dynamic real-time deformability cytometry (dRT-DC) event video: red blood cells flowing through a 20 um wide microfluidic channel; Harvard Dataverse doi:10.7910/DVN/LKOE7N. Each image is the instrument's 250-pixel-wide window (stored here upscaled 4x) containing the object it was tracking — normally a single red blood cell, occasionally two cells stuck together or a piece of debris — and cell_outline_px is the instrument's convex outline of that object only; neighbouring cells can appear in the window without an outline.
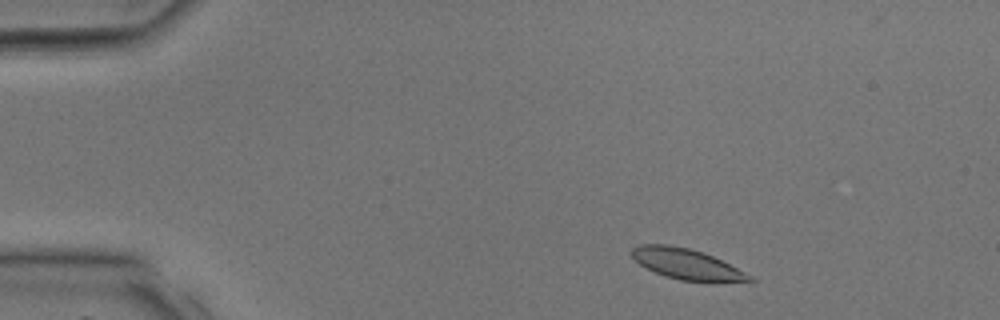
{"species": "common noctule bat (a hibernating species)", "species_latin": "Nyctalus noctula", "temperature_condition": "room temperature", "stored_images_in_passage": 36, "camera_frame_rate_fps": 3000, "um_per_image_px": 0.085, "animal": {"sex": "male", "body_mass_g": 17.9, "forearm_length_mm": 54.2}, "frame": {"image": 1, "passage_image": 3, "time_ms": 0.667, "image_size_px": [1000, 320], "cell_outline_px": [[756, 280], [752, 284], [680, 280], [664, 276], [640, 264], [632, 256], [632, 248], [640, 244], [668, 244], [688, 248], [704, 252], [752, 276]], "centroid_in_image_um": [58.47, 22.48], "position_along_channel_um": 26.5, "area_um2": 21.21}}
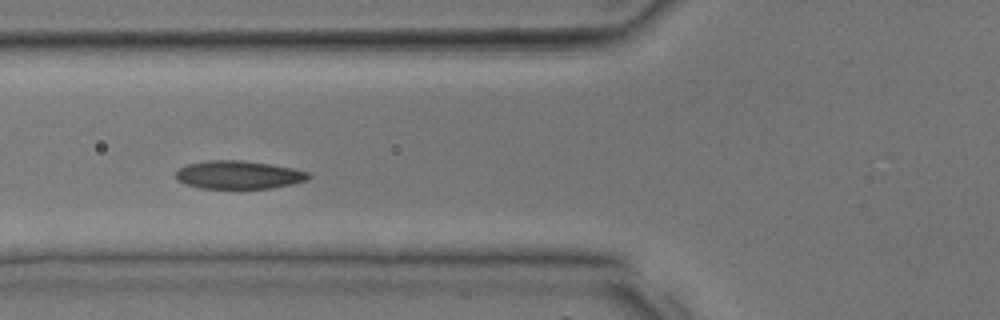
{"frame": {"image": 2, "passage_image": 12, "time_ms": 3.667, "image_size_px": [1000, 320], "cell_outline_px": [[312, 176], [308, 180], [292, 184], [272, 188], [200, 188], [184, 184], [176, 180], [176, 172], [180, 168], [188, 164], [208, 160], [244, 160], [272, 164], [292, 168], [308, 172]], "centroid_in_image_um": [20.29, 14.86], "position_along_channel_um": 105.5, "area_um2": 21.91}}
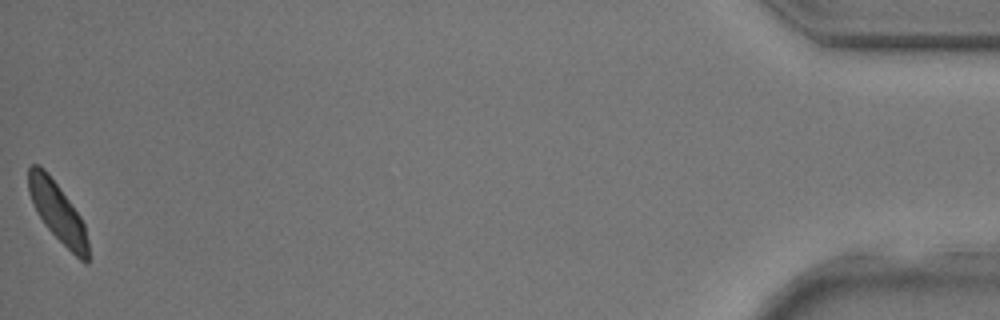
{"frame": {"image": 3, "passage_image": 36, "time_ms": 11.667, "image_size_px": [1000, 320], "cell_outline_px": [[88, 264], [84, 264], [44, 224], [28, 192], [28, 168], [32, 164], [40, 164], [48, 172], [80, 216], [84, 224], [88, 240]], "centroid_in_image_um": [4.9, 18.0], "position_along_channel_um": 430.3, "area_um2": 20.29}}